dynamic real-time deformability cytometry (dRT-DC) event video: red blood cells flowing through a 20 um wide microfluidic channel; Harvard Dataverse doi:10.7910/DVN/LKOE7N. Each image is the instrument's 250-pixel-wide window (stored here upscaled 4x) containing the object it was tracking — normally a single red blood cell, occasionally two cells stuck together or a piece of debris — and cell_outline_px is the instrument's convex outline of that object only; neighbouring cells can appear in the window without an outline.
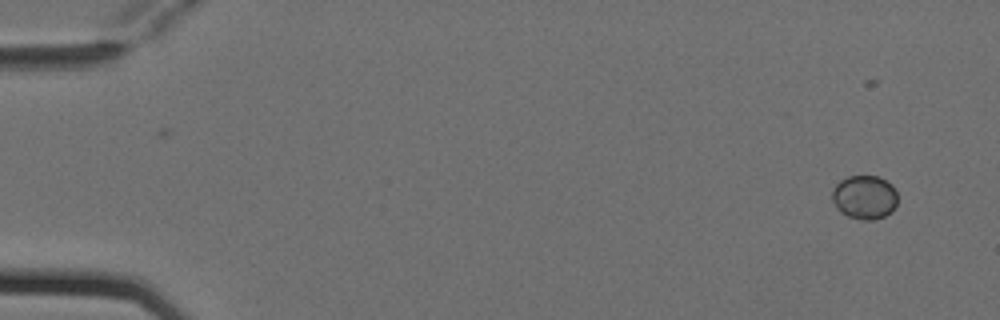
{"species": "Egyptian fruit bat (a non-hibernating species)", "species_latin": "Rousettus aegyptiacus", "temperature_condition": "cold", "stored_images_in_passage": 2, "camera_frame_rate_fps": 3000, "um_per_image_px": 0.085, "animal": {"sex": "female"}, "frame": {"image": 1, "passage_image": 2, "time_ms": 0.333, "image_size_px": [1000, 320], "cell_outline_px": [[896, 204], [892, 212], [884, 216], [872, 220], [860, 220], [848, 216], [840, 212], [836, 208], [832, 200], [832, 192], [836, 184], [840, 180], [848, 176], [876, 176], [892, 184], [896, 192]], "centroid_in_image_um": [73.47, 16.77], "position_along_channel_um": 11.5, "area_um2": 16.76}}